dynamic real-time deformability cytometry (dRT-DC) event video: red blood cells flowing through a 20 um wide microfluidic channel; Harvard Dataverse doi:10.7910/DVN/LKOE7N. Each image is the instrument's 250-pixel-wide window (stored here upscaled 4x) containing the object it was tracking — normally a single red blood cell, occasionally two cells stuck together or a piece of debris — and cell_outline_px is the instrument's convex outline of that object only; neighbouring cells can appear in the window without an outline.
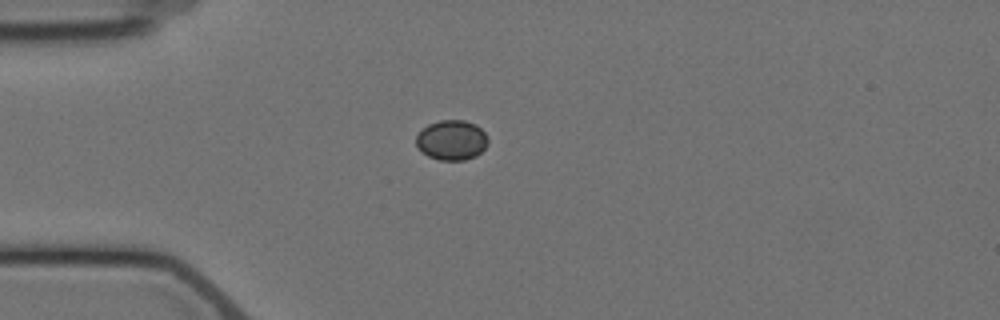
{"species": "Egyptian fruit bat (a non-hibernating species)", "species_latin": "Rousettus aegyptiacus", "temperature_condition": "cold", "stored_images_in_passage": 8, "camera_frame_rate_fps": 3000, "um_per_image_px": 0.085, "animal": {"sex": "female"}, "frame": {"image": 1, "passage_image": 3, "time_ms": 2.333, "image_size_px": [1000, 320], "cell_outline_px": [[488, 144], [476, 156], [464, 160], [440, 160], [428, 156], [416, 148], [416, 136], [428, 124], [440, 120], [464, 120], [476, 124], [488, 136]], "centroid_in_image_um": [38.39, 11.91], "position_along_channel_um": 46.6, "area_um2": 16.82}}
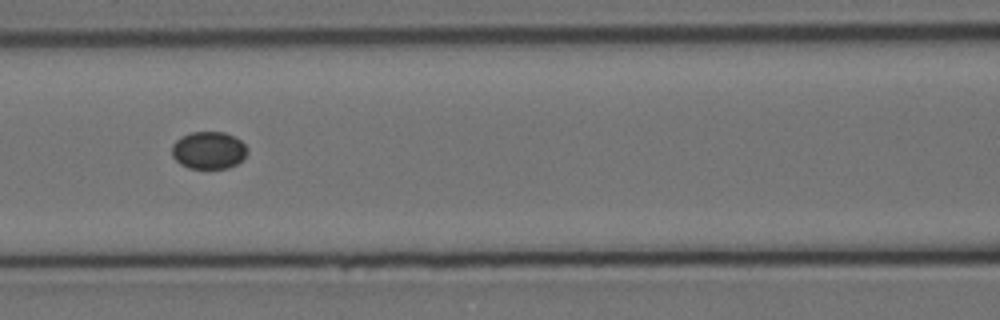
{"frame": {"image": 2, "passage_image": 6, "time_ms": 5.667, "image_size_px": [1000, 320], "cell_outline_px": [[248, 152], [236, 164], [228, 168], [188, 168], [180, 164], [172, 156], [172, 144], [180, 136], [192, 132], [224, 132], [240, 140], [248, 148]], "centroid_in_image_um": [17.71, 12.77], "position_along_channel_um": 148.9, "area_um2": 16.42}}
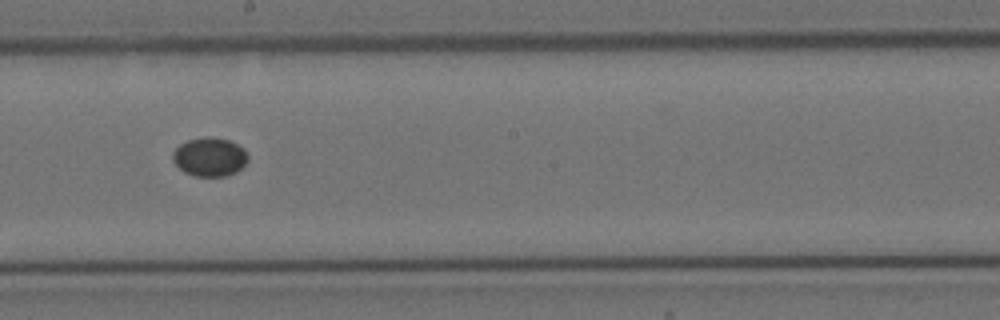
{"frame": {"image": 3, "passage_image": 8, "time_ms": 8.0, "image_size_px": [1000, 320], "cell_outline_px": [[248, 160], [236, 172], [228, 176], [192, 176], [184, 172], [172, 160], [172, 152], [180, 144], [188, 140], [204, 136], [212, 136], [228, 140], [244, 148], [248, 156]], "centroid_in_image_um": [17.81, 13.33], "position_along_channel_um": 230.4, "area_um2": 17.11}}